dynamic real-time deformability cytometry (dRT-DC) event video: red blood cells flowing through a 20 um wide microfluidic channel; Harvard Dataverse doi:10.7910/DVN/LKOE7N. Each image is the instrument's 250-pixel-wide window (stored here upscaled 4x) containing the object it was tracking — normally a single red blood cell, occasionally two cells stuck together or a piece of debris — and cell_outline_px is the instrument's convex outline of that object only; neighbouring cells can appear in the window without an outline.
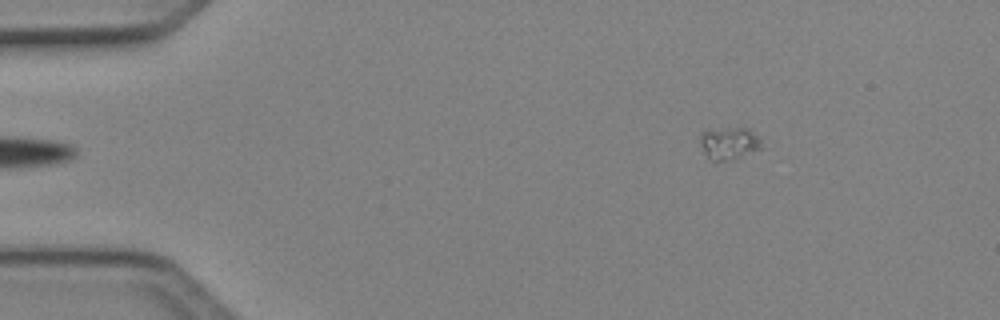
{"species": "Egyptian fruit bat (a non-hibernating species)", "species_latin": "Rousettus aegyptiacus", "temperature_condition": "cold", "stored_images_in_passage": 5, "segment_of_instrument_passage": [2, 2], "camera_frame_rate_fps": 3000, "um_per_image_px": 0.085, "animal": {"sex": "female"}, "frame": {"image": 1, "passage_image": 5, "time_ms": 1.333, "image_size_px": [1000, 320], "cell_outline_px": [[764, 148], [732, 160], [712, 160], [704, 152], [700, 144], [700, 136], [704, 132], [732, 128], [748, 128], [760, 140]], "centroid_in_image_um": [62.02, 12.2], "position_along_channel_um": 23.0, "area_um2": 11.27}}